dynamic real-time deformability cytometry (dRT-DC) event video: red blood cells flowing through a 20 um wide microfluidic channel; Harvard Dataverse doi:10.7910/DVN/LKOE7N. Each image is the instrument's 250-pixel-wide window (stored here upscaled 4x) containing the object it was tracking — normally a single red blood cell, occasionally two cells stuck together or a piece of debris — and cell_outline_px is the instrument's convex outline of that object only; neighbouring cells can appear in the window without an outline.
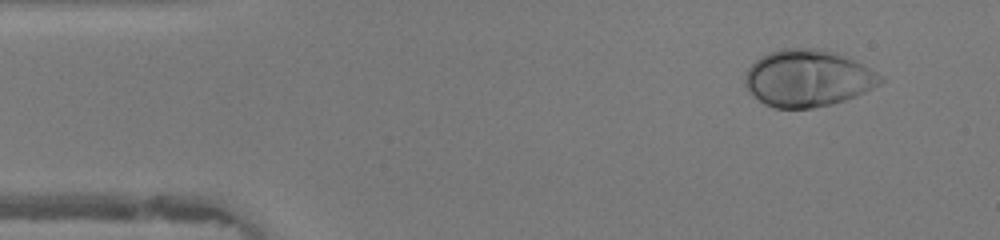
{"species": "human", "species_latin": "Homo sapiens", "temperature_condition": "warm", "stored_images_in_passage": 45, "camera_frame_rate_fps": 3000, "um_per_image_px": 0.085, "donor": {"sex": "female"}, "frame": {"image": 1, "passage_image": 4, "time_ms": 1.0, "image_size_px": [1000, 240], "cell_outline_px": [[884, 80], [880, 84], [856, 96], [832, 104], [812, 108], [776, 108], [764, 104], [752, 96], [748, 92], [744, 84], [744, 76], [748, 68], [760, 56], [768, 52], [780, 48], [828, 48], [884, 76]], "centroid_in_image_um": [68.62, 6.64], "position_along_channel_um": 16.4, "area_um2": 45.2}}
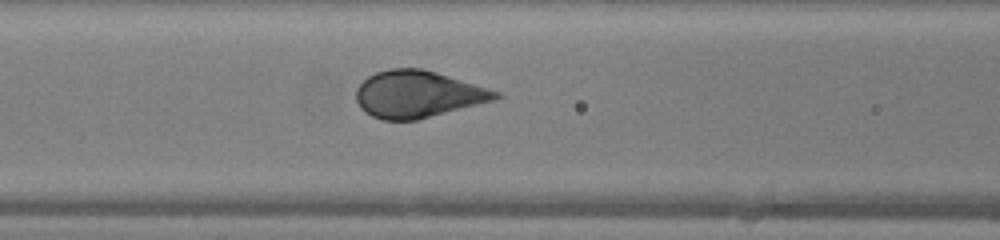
{"frame": {"image": 2, "passage_image": 18, "time_ms": 5.667, "image_size_px": [1000, 240], "cell_outline_px": [[504, 96], [496, 100], [416, 120], [384, 120], [372, 116], [364, 112], [360, 108], [356, 100], [356, 88], [368, 76], [376, 72], [388, 68], [420, 68], [436, 72], [500, 92]], "centroid_in_image_um": [35.5, 8.01], "position_along_channel_um": 131.1, "area_um2": 38.09}}
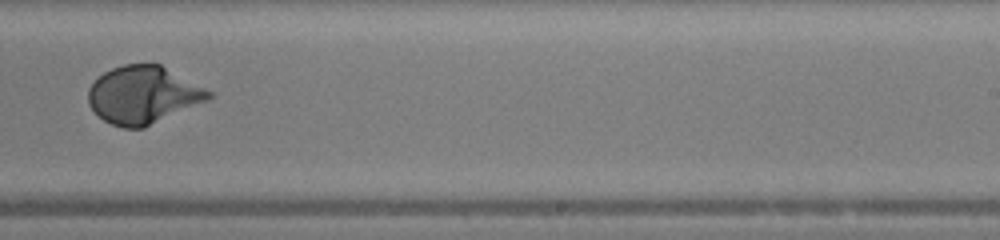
{"frame": {"image": 3, "passage_image": 28, "time_ms": 9.0, "image_size_px": [1000, 240], "cell_outline_px": [[212, 96], [208, 100], [144, 128], [124, 128], [112, 124], [104, 120], [88, 104], [88, 88], [104, 72], [112, 68], [124, 64], [160, 64], [212, 92]], "centroid_in_image_um": [12.16, 8.07], "position_along_channel_um": 276.8, "area_um2": 40.0}, "authors_computed_cell_mechanics": {"area_um2": 40.5756, "velocity_mm_per_s": 4.3929, "shape_relaxation_time_tau1_ms": 2.7216, "shape_relaxation_time_tau2_ms": null, "deformation_change_tau1": 0.1828, "deformation_change_tau2": null}}